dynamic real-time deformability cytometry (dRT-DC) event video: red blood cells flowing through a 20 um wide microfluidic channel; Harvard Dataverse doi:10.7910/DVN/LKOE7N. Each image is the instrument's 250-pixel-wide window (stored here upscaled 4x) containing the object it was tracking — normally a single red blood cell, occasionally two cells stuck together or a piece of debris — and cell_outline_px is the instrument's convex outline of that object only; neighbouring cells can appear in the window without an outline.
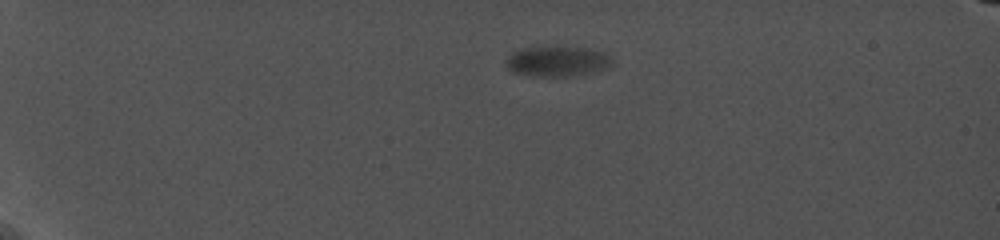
{"species": "common noctule bat (a hibernating species)", "species_latin": "Nyctalus noctula", "temperature_condition": "cold", "stored_images_in_passage": 50, "camera_frame_rate_fps": 5000, "um_per_image_px": 0.085, "animal": {"sex": "female", "body_mass_g": 19.0, "forearm_length_mm": 56.7}, "frame": {"image": 1, "passage_image": 1, "time_ms": 0.0, "image_size_px": [1000, 240], "cell_outline_px": [[612, 64], [604, 68], [568, 76], [536, 76], [512, 72], [508, 68], [508, 56], [512, 52], [524, 48], [544, 44], [588, 48], [604, 52], [612, 60]], "centroid_in_image_um": [47.32, 5.15], "position_along_channel_um": 37.7, "area_um2": 18.79}}
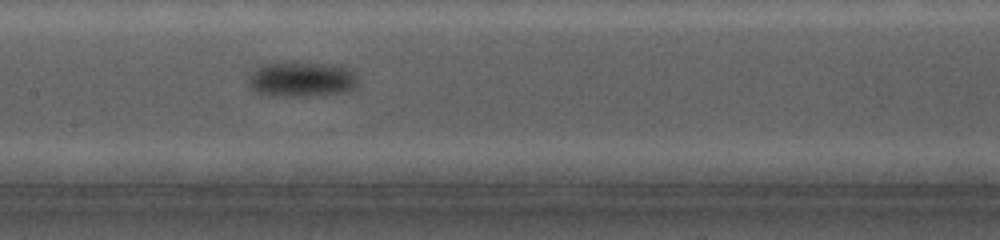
{"frame": {"image": 2, "passage_image": 29, "time_ms": 6.8, "image_size_px": [1000, 240], "cell_outline_px": [[356, 88], [352, 92], [308, 96], [268, 96], [256, 92], [248, 88], [248, 76], [260, 64], [336, 64], [352, 68], [356, 76]], "centroid_in_image_um": [25.66, 6.78], "position_along_channel_um": 181.7, "area_um2": 22.66}}
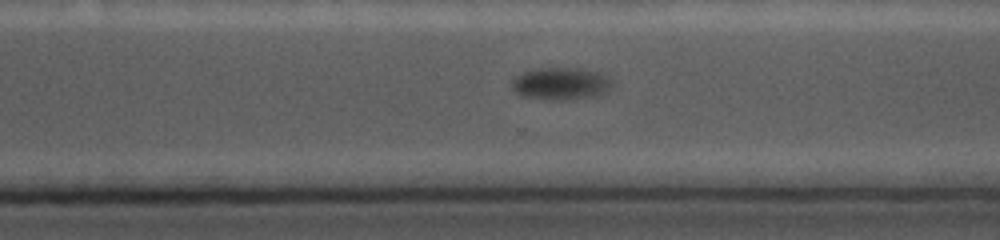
{"frame": {"image": 3, "passage_image": 47, "time_ms": 10.8, "image_size_px": [1000, 240], "cell_outline_px": [[612, 88], [608, 92], [596, 96], [564, 100], [548, 100], [520, 96], [512, 88], [512, 80], [516, 76], [524, 72], [540, 68], [584, 68], [600, 72], [608, 76], [612, 80]], "centroid_in_image_um": [47.72, 7.11], "position_along_channel_um": 322.9, "area_um2": 19.25}}